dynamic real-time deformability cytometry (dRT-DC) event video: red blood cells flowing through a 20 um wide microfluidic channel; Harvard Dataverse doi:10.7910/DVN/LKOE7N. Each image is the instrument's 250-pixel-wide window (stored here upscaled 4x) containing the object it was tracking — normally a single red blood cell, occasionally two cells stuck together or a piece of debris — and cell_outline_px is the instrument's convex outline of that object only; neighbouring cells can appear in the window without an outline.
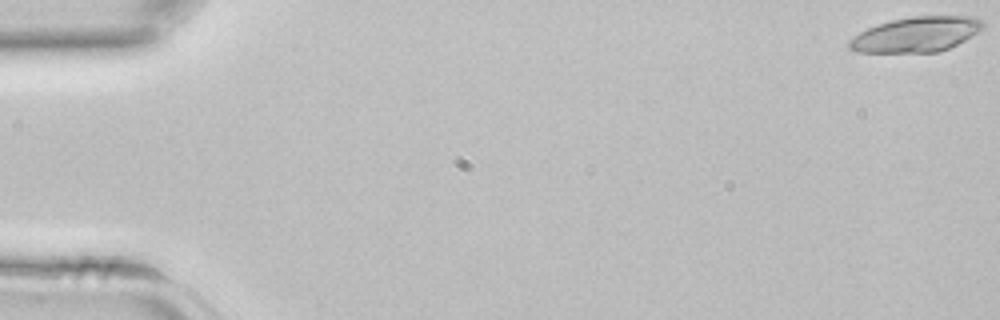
{"species": "common noctule bat (a hibernating species)", "species_latin": "Nyctalus noctula", "temperature_condition": "room temperature", "stored_images_in_passage": 43, "camera_frame_rate_fps": 3000, "um_per_image_px": 0.085, "animal": {"sex": "female", "body_mass_g": 22.7, "forearm_length_mm": 54.2}, "frame": {"image": 1, "passage_image": 1, "time_ms": 0.0, "image_size_px": [1000, 320], "cell_outline_px": [[984, 28], [964, 40], [940, 52], [856, 52], [848, 48], [848, 40], [860, 32], [876, 24], [892, 20], [912, 16], [972, 16], [984, 20]], "centroid_in_image_um": [77.88, 2.92], "position_along_channel_um": 7.1, "area_um2": 27.34}}
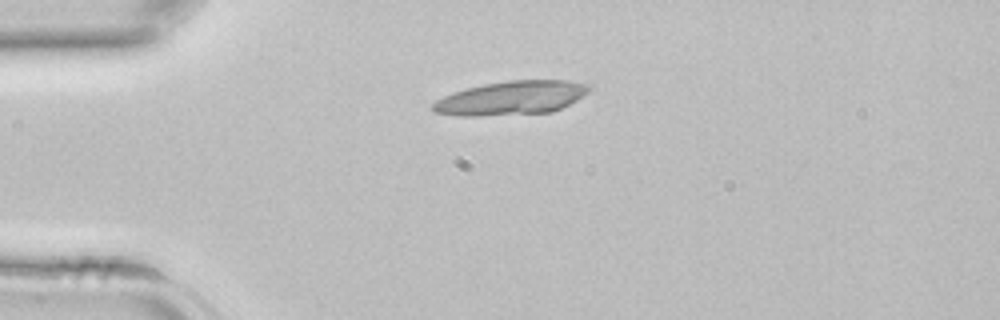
{"frame": {"image": 2, "passage_image": 11, "time_ms": 3.333, "image_size_px": [1000, 320], "cell_outline_px": [[592, 88], [584, 96], [552, 112], [480, 116], [456, 116], [432, 112], [432, 104], [436, 100], [452, 92], [484, 84], [508, 80], [564, 80], [592, 84]], "centroid_in_image_um": [43.46, 8.33], "position_along_channel_um": 41.5, "area_um2": 30.98}}
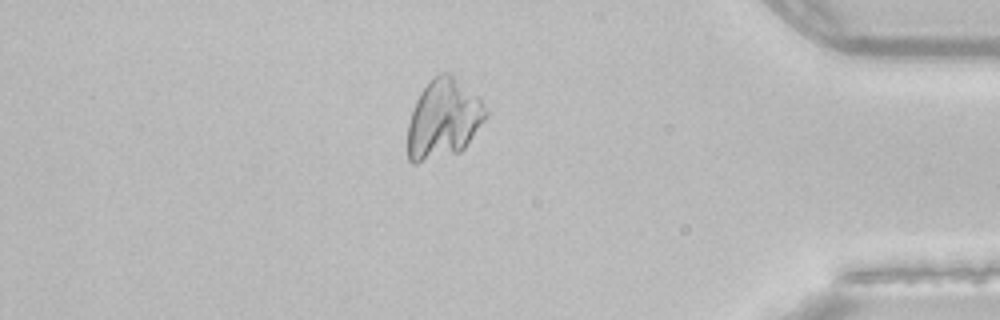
{"frame": {"image": 3, "passage_image": 37, "time_ms": 12.0, "image_size_px": [1000, 320], "cell_outline_px": [[488, 116], [464, 148], [460, 152], [416, 164], [412, 164], [408, 160], [408, 124], [412, 108], [420, 92], [440, 72], [448, 72], [480, 96], [488, 108]], "centroid_in_image_um": [37.72, 10.12], "position_along_channel_um": 397.5, "area_um2": 36.41}}